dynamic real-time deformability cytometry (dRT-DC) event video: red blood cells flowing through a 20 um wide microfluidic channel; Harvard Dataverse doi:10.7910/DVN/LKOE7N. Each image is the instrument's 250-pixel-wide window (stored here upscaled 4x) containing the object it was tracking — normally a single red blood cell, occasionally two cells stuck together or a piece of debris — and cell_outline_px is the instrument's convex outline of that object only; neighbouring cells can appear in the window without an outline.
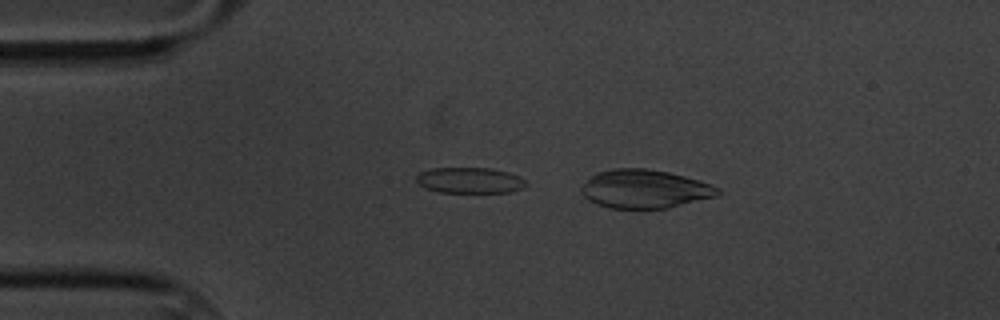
{"species": "common noctule bat (a hibernating species)", "species_latin": "Nyctalus noctula", "temperature_condition": "cold", "stored_images_in_passage": 17, "segment_of_instrument_passage": [1, 2], "camera_frame_rate_fps": 3000, "um_per_image_px": 0.085, "animal": {"sex": "male", "body_mass_g": 20.1, "forearm_length_mm": 53.5}, "frame": {"image": 1, "passage_image": 3, "time_ms": 0.667, "image_size_px": [1000, 320], "cell_outline_px": [[720, 196], [668, 208], [608, 208], [596, 204], [588, 200], [580, 192], [580, 188], [596, 172], [612, 168], [644, 168], [668, 172], [684, 176], [720, 188]], "centroid_in_image_um": [54.79, 16.07], "position_along_channel_um": 30.2, "area_um2": 30.69}}
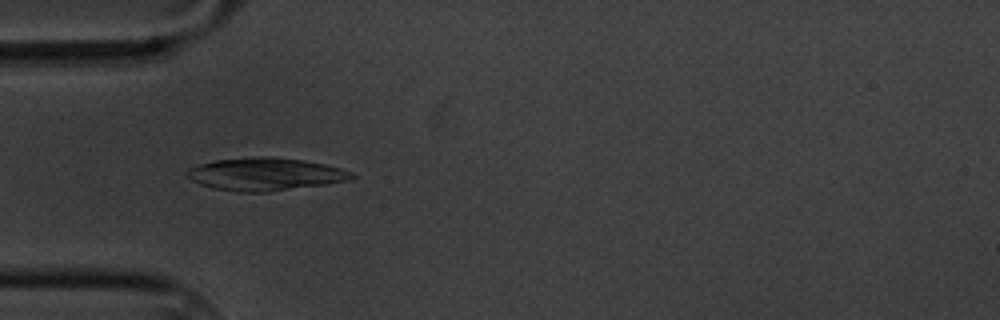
{"frame": {"image": 2, "passage_image": 10, "time_ms": 3.0, "image_size_px": [1000, 320], "cell_outline_px": [[356, 176], [348, 180], [328, 184], [268, 192], [236, 192], [212, 188], [200, 184], [192, 180], [188, 176], [188, 168], [200, 164], [216, 160], [252, 156], [272, 156], [304, 160], [324, 164], [340, 168], [352, 172]], "centroid_in_image_um": [22.56, 14.8], "position_along_channel_um": 62.4, "area_um2": 31.56}}